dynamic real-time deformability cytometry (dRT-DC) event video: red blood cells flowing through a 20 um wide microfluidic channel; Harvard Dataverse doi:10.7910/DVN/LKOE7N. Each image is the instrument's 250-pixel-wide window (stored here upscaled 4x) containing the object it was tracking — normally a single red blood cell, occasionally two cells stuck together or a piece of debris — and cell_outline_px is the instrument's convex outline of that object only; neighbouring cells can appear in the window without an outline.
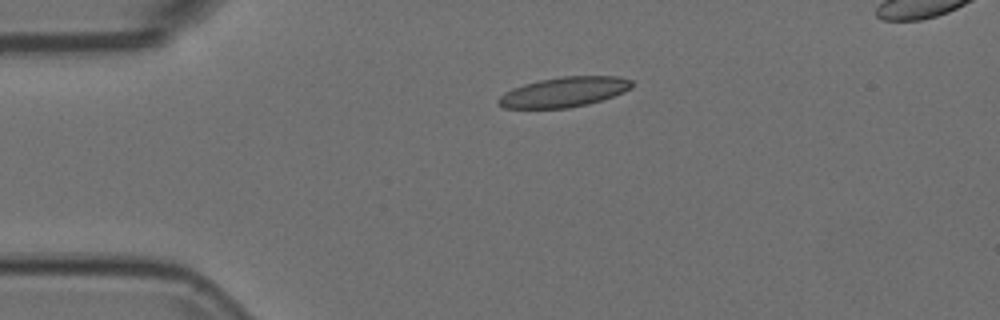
{"species": "Egyptian fruit bat (a non-hibernating species)", "species_latin": "Rousettus aegyptiacus", "temperature_condition": "room temperature", "stored_images_in_passage": 35, "camera_frame_rate_fps": 3000, "um_per_image_px": 0.085, "animal": {"sex": "female"}, "frame": {"image": 1, "passage_image": 1, "time_ms": 0.0, "image_size_px": [1000, 320], "cell_outline_px": [[632, 88], [624, 92], [588, 104], [568, 108], [504, 108], [496, 104], [496, 100], [504, 92], [512, 88], [524, 84], [540, 80], [560, 76], [620, 76], [632, 80]], "centroid_in_image_um": [47.92, 7.82], "position_along_channel_um": 37.1, "area_um2": 23.41}}
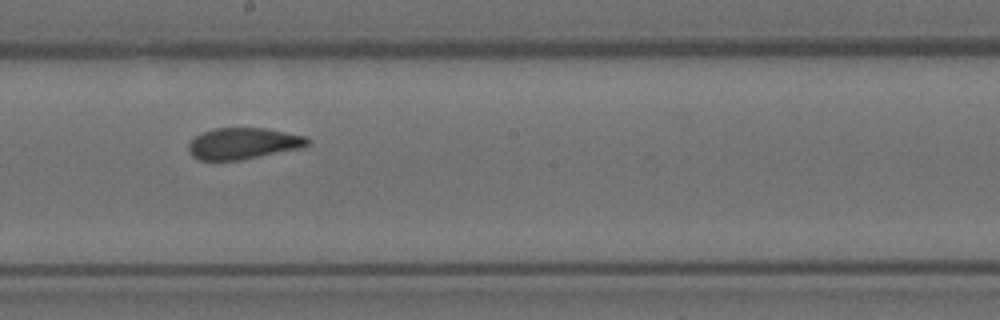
{"frame": {"image": 2, "passage_image": 19, "time_ms": 6.0, "image_size_px": [1000, 320], "cell_outline_px": [[312, 140], [308, 144], [300, 148], [240, 160], [200, 160], [192, 156], [188, 148], [188, 144], [196, 136], [204, 132], [216, 128], [264, 128], [304, 136]], "centroid_in_image_um": [20.66, 12.2], "position_along_channel_um": 227.5, "area_um2": 21.44}}
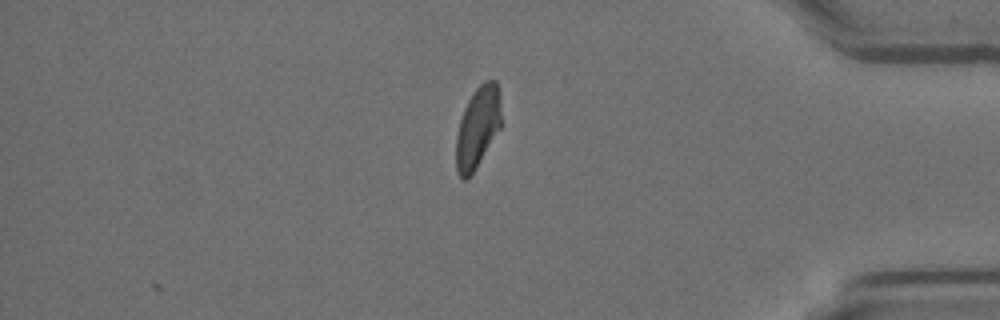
{"frame": {"image": 3, "passage_image": 35, "time_ms": 11.333, "image_size_px": [1000, 320], "cell_outline_px": [[500, 128], [476, 168], [468, 180], [460, 180], [456, 172], [456, 136], [460, 120], [464, 108], [468, 100], [476, 88], [484, 80], [496, 80], [500, 112]], "centroid_in_image_um": [40.56, 10.89], "position_along_channel_um": 394.6, "area_um2": 21.21}}